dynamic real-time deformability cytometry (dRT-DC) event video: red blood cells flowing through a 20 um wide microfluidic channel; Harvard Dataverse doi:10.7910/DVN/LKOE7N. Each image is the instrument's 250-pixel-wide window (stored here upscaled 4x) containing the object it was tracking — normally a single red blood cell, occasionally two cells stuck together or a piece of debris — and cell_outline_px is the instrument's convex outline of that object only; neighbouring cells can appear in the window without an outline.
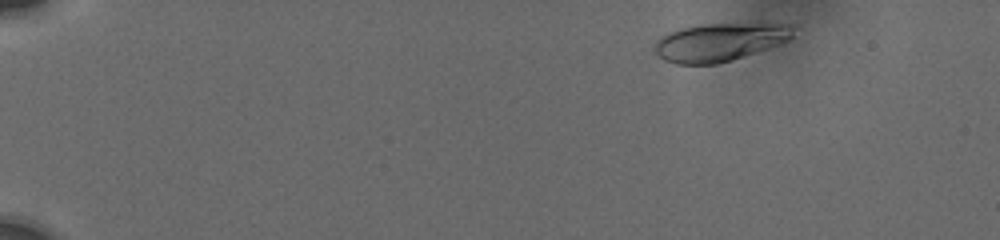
{"species": "human", "species_latin": "Homo sapiens", "temperature_condition": "cold", "stored_images_in_passage": 17, "camera_frame_rate_fps": 3000, "um_per_image_px": 0.085, "donor": {"sex": "male"}, "frame": {"image": 1, "passage_image": 1, "time_ms": 0.0, "image_size_px": [1000, 240], "cell_outline_px": [[796, 24], [792, 36], [788, 40], [732, 60], [716, 64], [676, 64], [664, 60], [656, 52], [656, 44], [664, 36], [672, 32], [684, 28], [708, 24]], "centroid_in_image_um": [61.22, 3.58], "position_along_channel_um": 23.8, "area_um2": 29.82}}
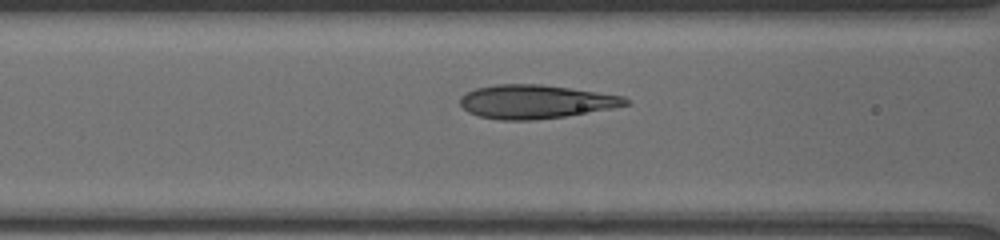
{"frame": {"image": 2, "passage_image": 11, "time_ms": 6.0, "image_size_px": [1000, 240], "cell_outline_px": [[632, 104], [612, 108], [564, 116], [532, 120], [500, 120], [480, 116], [468, 112], [460, 104], [460, 96], [476, 88], [496, 84], [540, 84], [624, 96]], "centroid_in_image_um": [45.51, 8.64], "position_along_channel_um": 121.1, "area_um2": 32.19}}
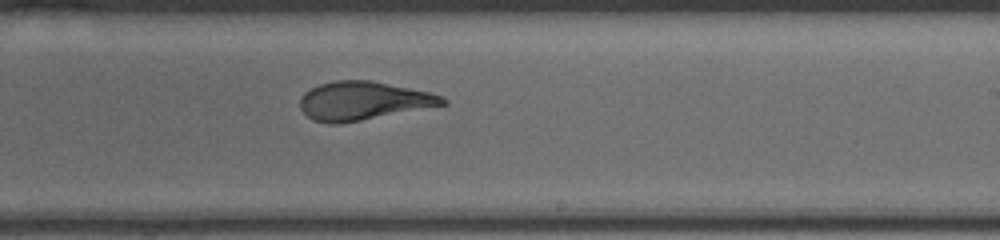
{"frame": {"image": 3, "passage_image": 17, "time_ms": 9.667, "image_size_px": [1000, 240], "cell_outline_px": [[448, 104], [360, 120], [336, 124], [328, 124], [312, 120], [300, 108], [300, 96], [304, 92], [320, 84], [336, 80], [372, 80], [428, 92], [444, 96], [448, 100]], "centroid_in_image_um": [30.86, 8.56], "position_along_channel_um": 258.1, "area_um2": 31.85}}